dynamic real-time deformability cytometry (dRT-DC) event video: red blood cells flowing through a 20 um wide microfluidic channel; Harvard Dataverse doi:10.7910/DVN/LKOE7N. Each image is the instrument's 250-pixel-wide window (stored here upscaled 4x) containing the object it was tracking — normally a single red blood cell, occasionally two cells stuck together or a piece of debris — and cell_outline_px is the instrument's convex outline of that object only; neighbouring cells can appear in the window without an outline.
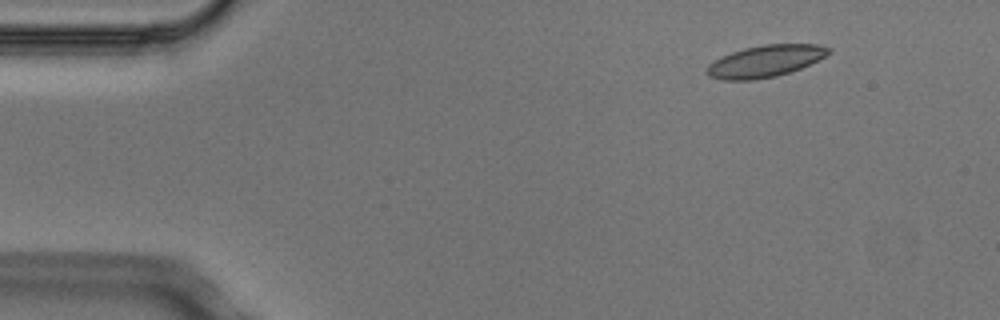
{"species": "Egyptian fruit bat (a non-hibernating species)", "species_latin": "Rousettus aegyptiacus", "temperature_condition": "cold", "stored_images_in_passage": 5, "camera_frame_rate_fps": 3000, "um_per_image_px": 0.085, "animal": {"sex": "male"}, "frame": {"image": 1, "passage_image": 1, "time_ms": 0.0, "image_size_px": [1000, 320], "cell_outline_px": [[832, 52], [800, 68], [776, 76], [752, 80], [720, 80], [708, 76], [704, 72], [708, 64], [732, 52], [744, 48], [764, 44], [820, 44], [832, 48]], "centroid_in_image_um": [65.02, 5.2], "position_along_channel_um": 20.0, "area_um2": 22.48}}
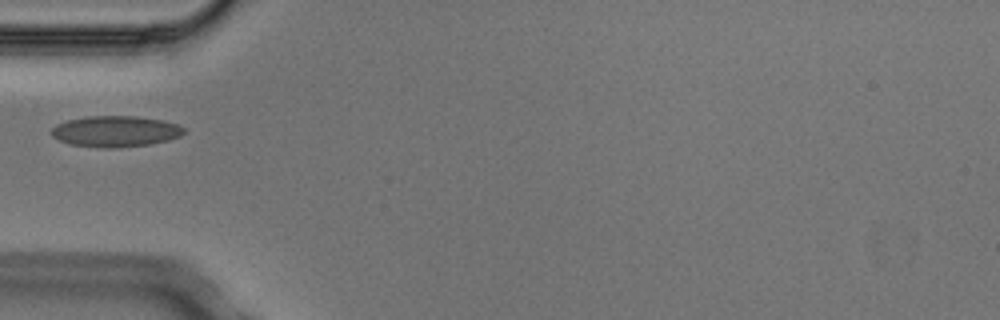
{"frame": {"image": 2, "passage_image": 4, "time_ms": 1.0, "image_size_px": [1000, 320], "cell_outline_px": [[184, 132], [180, 136], [168, 140], [148, 144], [116, 148], [100, 148], [68, 144], [52, 136], [52, 128], [56, 124], [68, 120], [88, 116], [136, 116], [164, 120], [180, 124], [184, 128]], "centroid_in_image_um": [9.83, 11.16], "position_along_channel_um": 75.2, "area_um2": 24.04}}
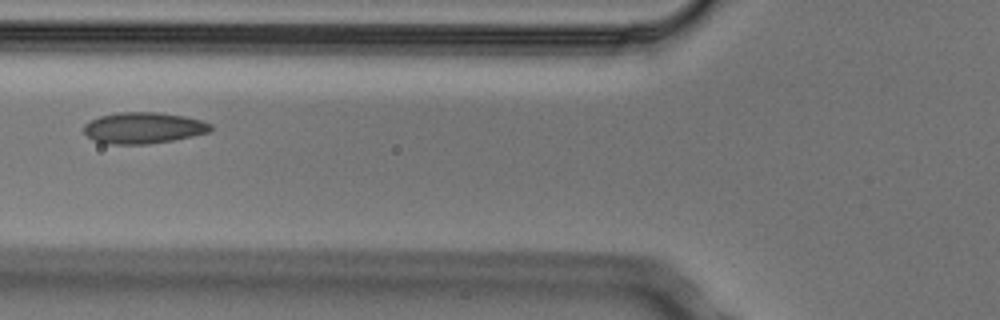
{"frame": {"image": 3, "passage_image": 5, "time_ms": 1.333, "image_size_px": [1000, 320], "cell_outline_px": [[212, 128], [208, 132], [192, 136], [172, 140], [148, 144], [112, 144], [96, 140], [88, 136], [84, 132], [84, 124], [100, 116], [120, 112], [160, 112], [184, 116], [200, 120], [212, 124]], "centroid_in_image_um": [12.21, 10.86], "position_along_channel_um": 113.6, "area_um2": 22.83}}